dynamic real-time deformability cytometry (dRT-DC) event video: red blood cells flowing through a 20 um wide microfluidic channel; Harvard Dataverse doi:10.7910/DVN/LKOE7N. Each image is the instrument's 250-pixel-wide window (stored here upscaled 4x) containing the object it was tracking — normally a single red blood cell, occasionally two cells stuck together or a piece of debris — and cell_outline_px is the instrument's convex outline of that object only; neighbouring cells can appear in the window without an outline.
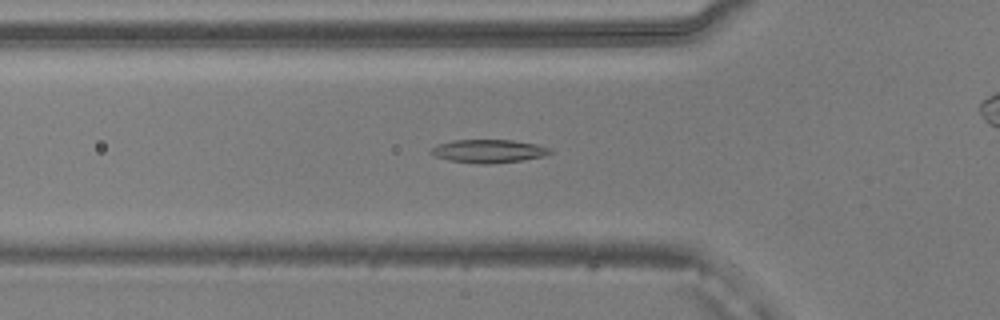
{"species": "common noctule bat (a hibernating species)", "species_latin": "Nyctalus noctula", "temperature_condition": "warm", "stored_images_in_passage": 52, "camera_frame_rate_fps": 3000, "um_per_image_px": 0.085, "animal": {"sex": "male", "body_mass_g": 20.5, "forearm_length_mm": 52.5}, "frame": {"image": 1, "passage_image": 16, "time_ms": 5.0, "image_size_px": [1000, 320], "cell_outline_px": [[552, 152], [544, 156], [520, 160], [488, 164], [480, 164], [448, 160], [436, 156], [428, 152], [436, 144], [452, 140], [512, 140], [536, 144], [552, 148]], "centroid_in_image_um": [41.51, 12.84], "position_along_channel_um": 84.3, "area_um2": 16.13}}
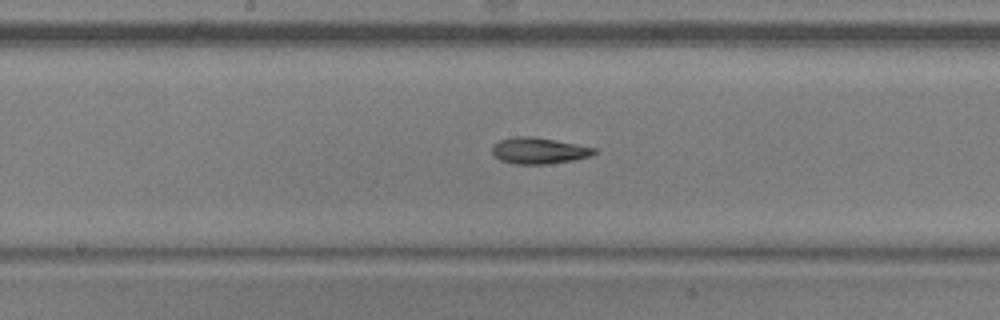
{"frame": {"image": 2, "passage_image": 25, "time_ms": 8.0, "image_size_px": [1000, 320], "cell_outline_px": [[596, 152], [592, 156], [572, 160], [548, 164], [516, 164], [500, 160], [492, 152], [492, 148], [500, 140], [520, 136], [532, 136], [576, 144], [596, 148]], "centroid_in_image_um": [45.83, 12.81], "position_along_channel_um": 202.4, "area_um2": 15.37}}
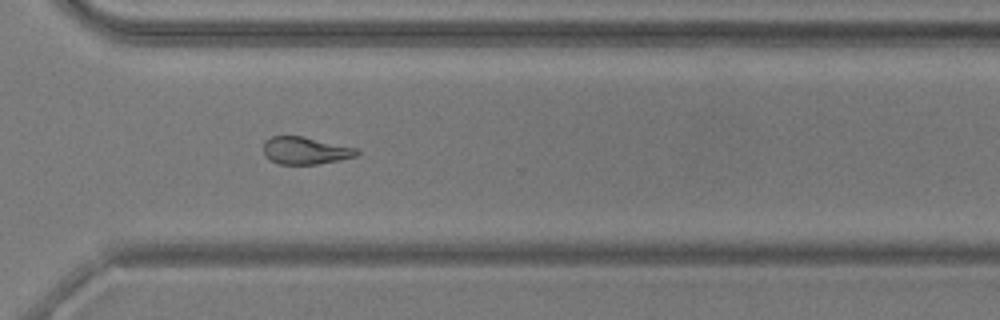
{"frame": {"image": 3, "passage_image": 36, "time_ms": 11.667, "image_size_px": [1000, 320], "cell_outline_px": [[360, 152], [356, 156], [316, 164], [280, 164], [264, 156], [264, 140], [272, 136], [304, 136], [356, 148]], "centroid_in_image_um": [25.93, 12.78], "position_along_channel_um": 344.7, "area_um2": 14.74}, "authors_computed_cell_mechanics": {"area_um2": 16.0395, "velocity_mm_per_s": 3.8973, "shape_relaxation_time_tau1_ms": 6.8835, "shape_relaxation_time_tau2_ms": 5.4422, "deformation_change_tau1": 0.1866, "deformation_change_tau2": 0.1477}}